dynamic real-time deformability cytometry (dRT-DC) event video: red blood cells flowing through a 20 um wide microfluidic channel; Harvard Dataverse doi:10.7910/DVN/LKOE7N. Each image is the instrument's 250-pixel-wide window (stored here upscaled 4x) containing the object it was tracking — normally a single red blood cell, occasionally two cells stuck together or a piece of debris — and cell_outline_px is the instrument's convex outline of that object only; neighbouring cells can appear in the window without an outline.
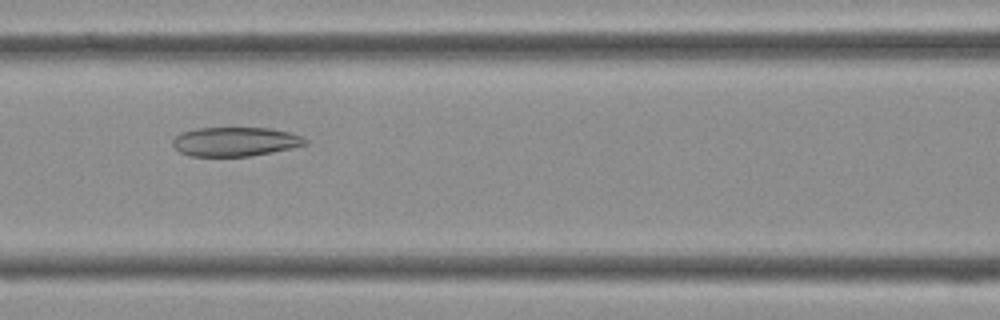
{"species": "Egyptian fruit bat (a non-hibernating species)", "species_latin": "Rousettus aegyptiacus", "temperature_condition": "cold", "stored_images_in_passage": 26, "camera_frame_rate_fps": 3000, "um_per_image_px": 0.085, "frame": {"image": 1, "passage_image": 6, "time_ms": 1.667, "image_size_px": [1000, 320], "cell_outline_px": [[308, 144], [272, 152], [252, 156], [188, 156], [180, 152], [172, 144], [172, 140], [176, 136], [184, 132], [196, 128], [272, 128], [288, 132], [300, 136], [308, 140]], "centroid_in_image_um": [19.99, 12.04], "position_along_channel_um": 146.6, "area_um2": 22.43}}
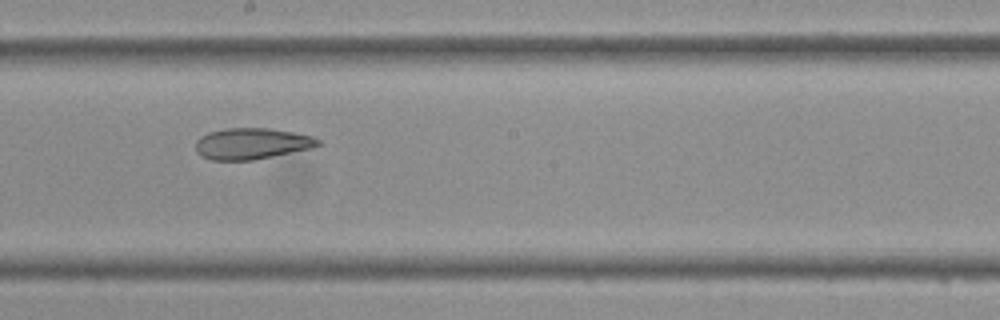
{"frame": {"image": 2, "passage_image": 11, "time_ms": 3.333, "image_size_px": [1000, 320], "cell_outline_px": [[324, 144], [312, 148], [252, 160], [212, 160], [200, 156], [196, 152], [196, 140], [200, 136], [208, 132], [228, 128], [272, 128], [312, 136], [320, 140]], "centroid_in_image_um": [21.4, 12.2], "position_along_channel_um": 226.8, "area_um2": 22.37}}
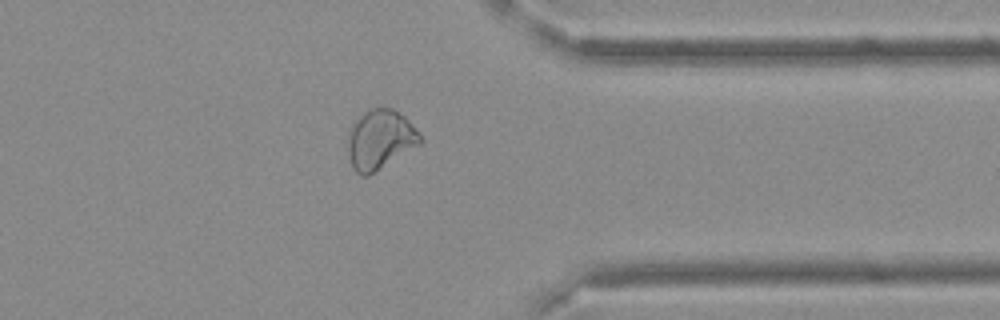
{"frame": {"image": 3, "passage_image": 21, "time_ms": 6.667, "image_size_px": [1000, 320], "cell_outline_px": [[424, 140], [420, 144], [368, 176], [360, 176], [352, 168], [348, 152], [348, 128], [364, 112], [372, 108], [392, 108], [404, 116], [420, 132]], "centroid_in_image_um": [32.3, 11.86], "position_along_channel_um": 379.1, "area_um2": 25.14}}